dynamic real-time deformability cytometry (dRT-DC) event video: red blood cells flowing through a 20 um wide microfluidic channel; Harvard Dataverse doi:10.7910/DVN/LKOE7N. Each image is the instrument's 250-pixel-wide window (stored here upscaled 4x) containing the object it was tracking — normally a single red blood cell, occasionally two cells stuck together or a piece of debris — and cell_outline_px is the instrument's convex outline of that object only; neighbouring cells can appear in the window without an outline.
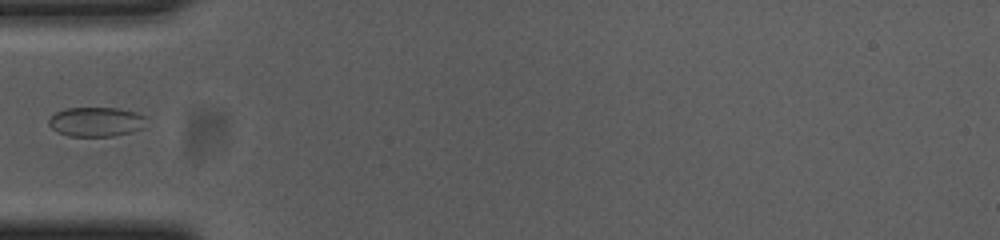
{"species": "common noctule bat (a hibernating species)", "species_latin": "Nyctalus noctula", "temperature_condition": "cold", "stored_images_in_passage": 22, "camera_frame_rate_fps": 3000, "um_per_image_px": 0.085, "animal": {"sex": "female", "body_mass_g": 23.0, "forearm_length_mm": 53.4}, "frame": {"image": 1, "passage_image": 1, "time_ms": 0.0, "image_size_px": [1000, 240], "cell_outline_px": [[148, 116], [144, 128], [132, 132], [112, 136], [68, 136], [56, 132], [48, 124], [48, 120], [56, 112], [64, 108], [116, 108], [136, 112]], "centroid_in_image_um": [8.2, 10.35], "position_along_channel_um": 76.8, "area_um2": 16.99}}
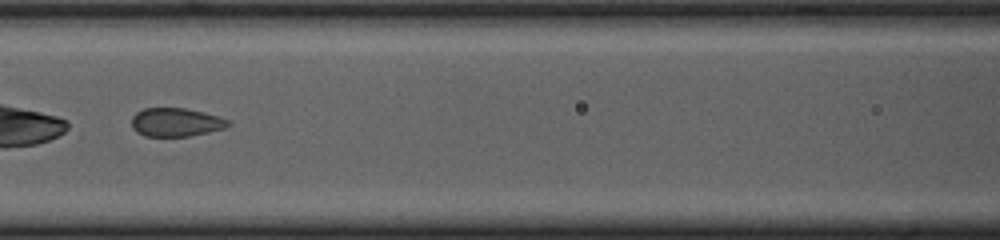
{"frame": {"image": 2, "passage_image": 7, "time_ms": 2.0, "image_size_px": [1000, 240], "cell_outline_px": [[232, 124], [224, 128], [208, 132], [188, 136], [144, 136], [136, 132], [132, 128], [132, 116], [136, 112], [144, 108], [184, 108], [204, 112], [220, 116], [232, 120]], "centroid_in_image_um": [14.98, 10.38], "position_along_channel_um": 151.6, "area_um2": 16.24}}
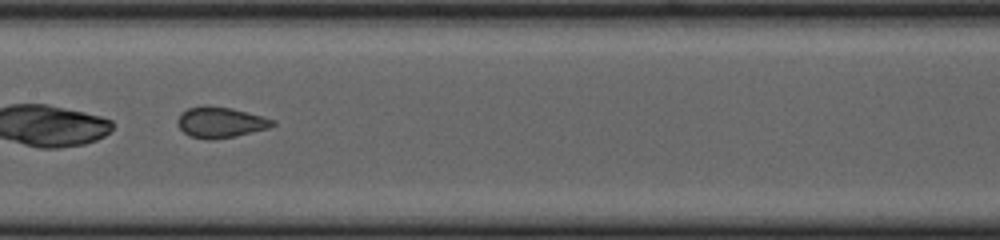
{"frame": {"image": 3, "passage_image": 10, "time_ms": 3.0, "image_size_px": [1000, 240], "cell_outline_px": [[276, 124], [268, 128], [236, 136], [188, 136], [176, 124], [176, 120], [180, 112], [188, 108], [204, 104], [208, 104], [232, 108], [276, 120]], "centroid_in_image_um": [18.72, 10.33], "position_along_channel_um": 188.7, "area_um2": 16.65}}